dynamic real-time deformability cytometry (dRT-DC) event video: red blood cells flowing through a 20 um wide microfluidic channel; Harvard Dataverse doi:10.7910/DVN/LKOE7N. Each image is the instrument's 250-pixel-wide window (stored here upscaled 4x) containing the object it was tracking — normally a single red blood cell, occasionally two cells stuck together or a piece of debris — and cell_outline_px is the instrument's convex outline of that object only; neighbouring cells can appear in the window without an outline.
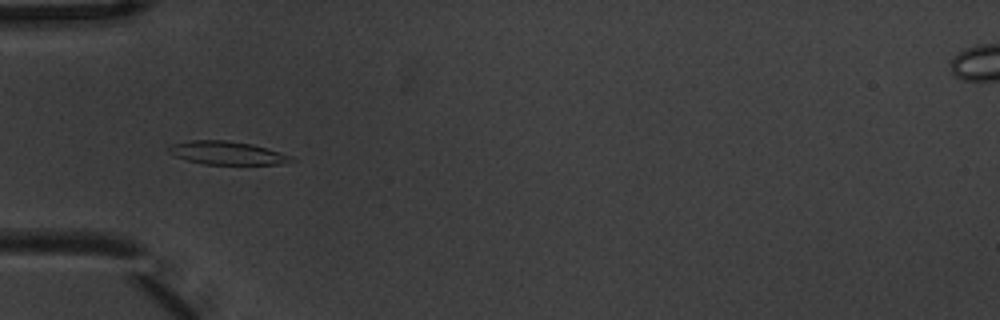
{"species": "common noctule bat (a hibernating species)", "species_latin": "Nyctalus noctula", "temperature_condition": "warm", "stored_images_in_passage": 10, "camera_frame_rate_fps": 3000, "um_per_image_px": 0.085, "animal": {"sex": "male", "body_mass_g": 20.1, "forearm_length_mm": 53.5}, "frame": {"image": 1, "passage_image": 6, "time_ms": 1.667, "image_size_px": [1000, 320], "cell_outline_px": [[296, 160], [284, 164], [204, 164], [188, 160], [176, 156], [168, 152], [168, 148], [172, 144], [192, 140], [224, 140], [252, 144], [292, 156]], "centroid_in_image_um": [19.32, 13.0], "position_along_channel_um": 65.7, "area_um2": 16.42}}
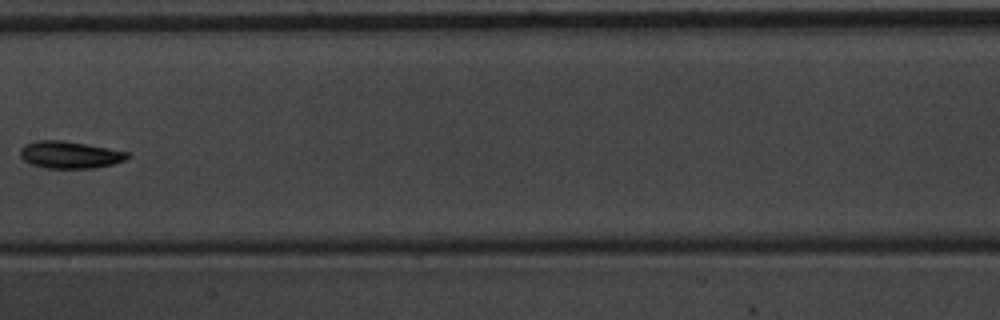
{"frame": {"image": 2, "passage_image": 9, "time_ms": 2.667, "image_size_px": [1000, 320], "cell_outline_px": [[128, 156], [124, 160], [112, 164], [92, 168], [44, 168], [32, 164], [24, 160], [20, 156], [20, 148], [24, 144], [36, 140], [64, 140], [88, 144], [128, 152]], "centroid_in_image_um": [5.88, 13.14], "position_along_channel_um": 201.5, "area_um2": 16.94}}
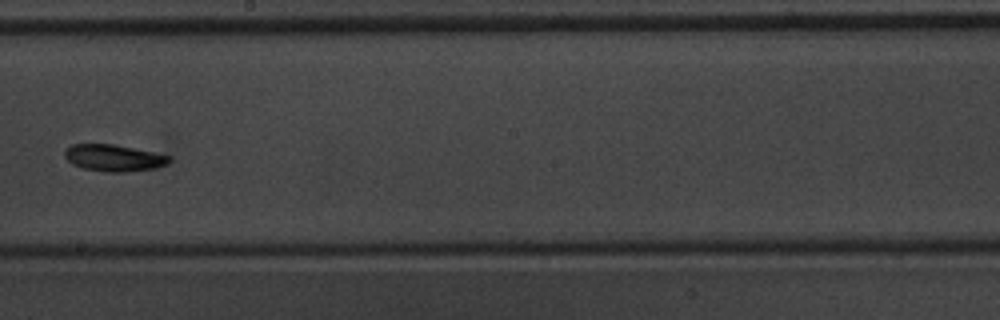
{"frame": {"image": 3, "passage_image": 10, "time_ms": 3.0, "image_size_px": [1000, 320], "cell_outline_px": [[172, 160], [168, 164], [156, 168], [124, 172], [104, 172], [84, 168], [72, 164], [64, 156], [64, 152], [72, 144], [112, 144], [172, 156]], "centroid_in_image_um": [9.7, 13.43], "position_along_channel_um": 238.5, "area_um2": 16.24}}